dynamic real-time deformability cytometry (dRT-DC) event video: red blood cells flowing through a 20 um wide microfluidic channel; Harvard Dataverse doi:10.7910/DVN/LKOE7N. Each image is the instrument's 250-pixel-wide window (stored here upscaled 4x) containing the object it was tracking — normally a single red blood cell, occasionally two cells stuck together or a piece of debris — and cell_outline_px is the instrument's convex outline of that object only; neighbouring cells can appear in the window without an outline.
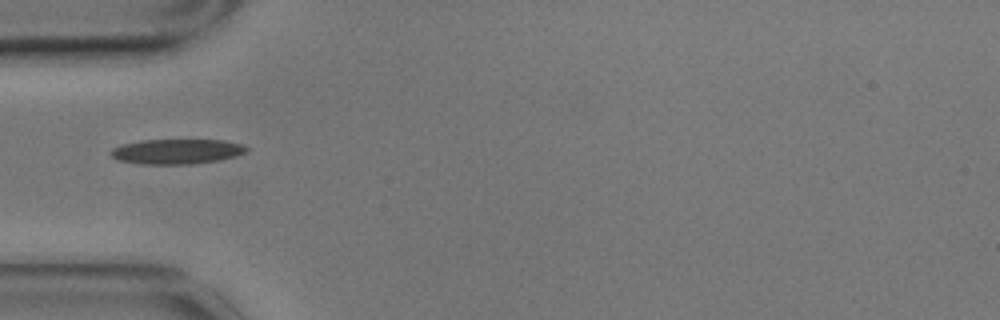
{"species": "common noctule bat (a hibernating species)", "species_latin": "Nyctalus noctula", "temperature_condition": "cold", "stored_images_in_passage": 40, "camera_frame_rate_fps": 3000, "um_per_image_px": 0.085, "animal": {"sex": "male", "body_mass_g": 17.9}, "frame": {"image": 1, "passage_image": 1, "time_ms": 0.0, "image_size_px": [1000, 320], "cell_outline_px": [[248, 152], [236, 156], [220, 160], [188, 164], [140, 164], [116, 160], [108, 152], [112, 148], [120, 144], [140, 140], [224, 140], [244, 144], [248, 148]], "centroid_in_image_um": [15.01, 12.87], "position_along_channel_um": 70.0, "area_um2": 20.06}}
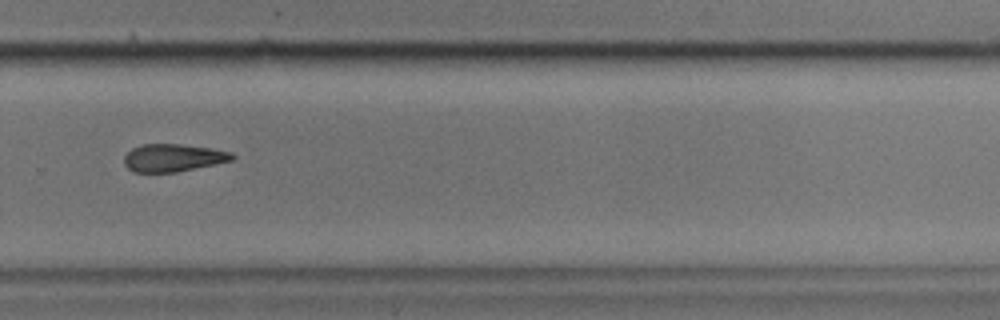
{"frame": {"image": 2, "passage_image": 22, "time_ms": 7.0, "image_size_px": [1000, 320], "cell_outline_px": [[236, 156], [232, 160], [176, 172], [132, 172], [124, 164], [124, 156], [132, 148], [140, 144], [180, 144], [212, 148], [232, 152]], "centroid_in_image_um": [14.7, 13.4], "position_along_channel_um": 315.1, "area_um2": 17.4}}
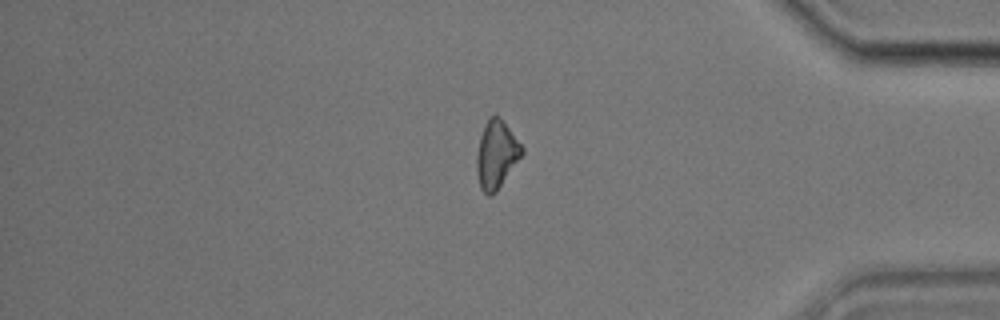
{"frame": {"image": 3, "passage_image": 31, "time_ms": 10.0, "image_size_px": [1000, 320], "cell_outline_px": [[524, 152], [496, 192], [492, 196], [488, 196], [480, 188], [476, 172], [476, 156], [480, 136], [488, 120], [492, 116], [500, 116], [504, 120], [524, 148]], "centroid_in_image_um": [42.19, 13.15], "position_along_channel_um": 393.0, "area_um2": 17.86}, "authors_computed_cell_mechanics": {"area_um2": 18.3515, "velocity_mm_per_s": 3.4902, "shape_relaxation_time_tau1_ms": 6.6666, "shape_relaxation_time_tau2_ms": 8.5076, "deformation_change_tau1": 0.1434, "deformation_change_tau2": 0.2113}}